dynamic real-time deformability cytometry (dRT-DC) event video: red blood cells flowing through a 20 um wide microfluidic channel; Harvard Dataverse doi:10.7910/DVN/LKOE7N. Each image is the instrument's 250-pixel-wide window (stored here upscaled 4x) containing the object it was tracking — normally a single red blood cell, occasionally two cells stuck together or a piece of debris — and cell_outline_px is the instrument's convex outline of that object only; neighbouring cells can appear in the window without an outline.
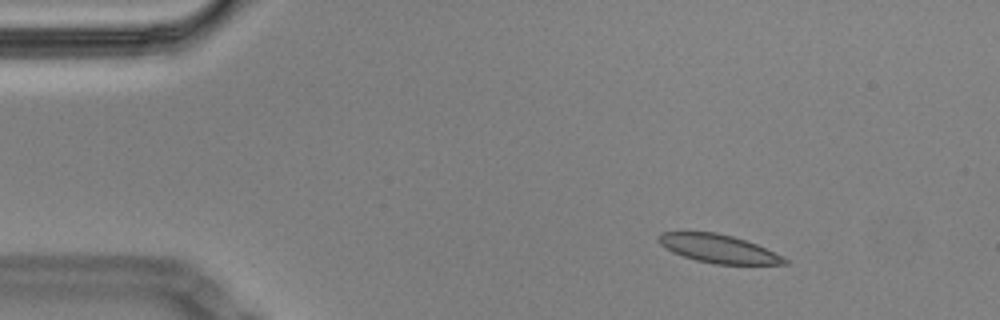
{"species": "Egyptian fruit bat (a non-hibernating species)", "species_latin": "Rousettus aegyptiacus", "temperature_condition": "cold", "stored_images_in_passage": 54, "camera_frame_rate_fps": 3000, "um_per_image_px": 0.085, "animal": {"sex": "male"}, "frame": {"image": 1, "passage_image": 3, "time_ms": 0.667, "image_size_px": [1000, 320], "cell_outline_px": [[788, 264], [716, 264], [696, 260], [672, 252], [660, 244], [660, 232], [716, 232], [732, 236], [756, 244], [788, 260]], "centroid_in_image_um": [61.05, 21.14], "position_along_channel_um": 24.0, "area_um2": 20.29}}
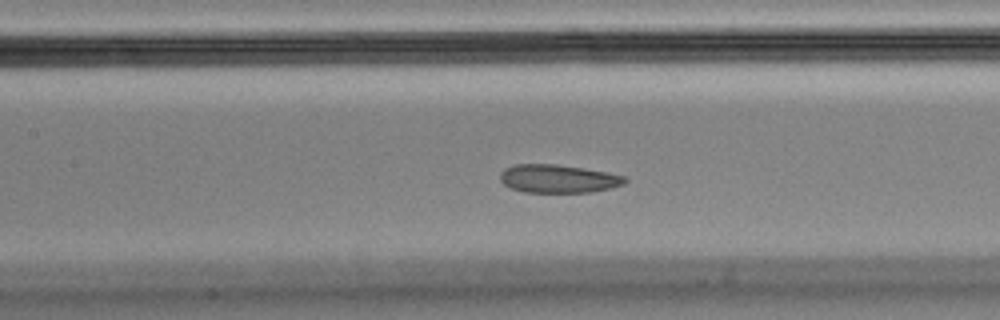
{"frame": {"image": 2, "passage_image": 21, "time_ms": 6.667, "image_size_px": [1000, 320], "cell_outline_px": [[628, 180], [624, 184], [592, 192], [524, 192], [512, 188], [504, 184], [500, 180], [500, 172], [504, 168], [512, 164], [556, 164], [584, 168], [608, 172], [624, 176]], "centroid_in_image_um": [47.42, 15.18], "position_along_channel_um": 160.0, "area_um2": 20.58}}
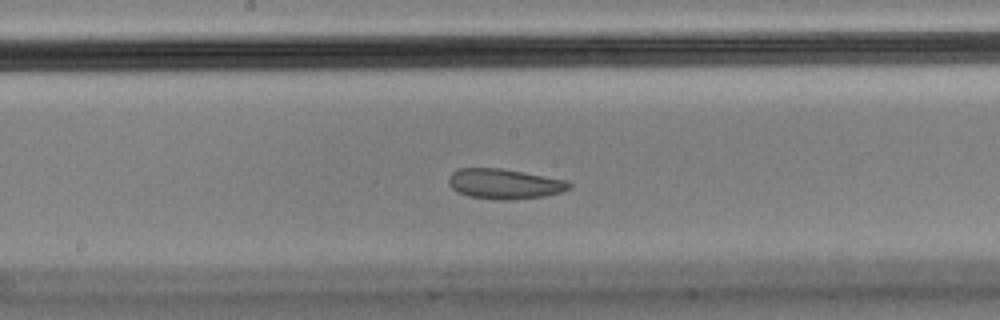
{"frame": {"image": 3, "passage_image": 25, "time_ms": 8.0, "image_size_px": [1000, 320], "cell_outline_px": [[572, 188], [560, 192], [544, 196], [508, 200], [496, 200], [468, 196], [452, 188], [448, 184], [448, 180], [452, 172], [460, 168], [500, 168], [568, 180], [572, 184]], "centroid_in_image_um": [42.9, 15.63], "position_along_channel_um": 205.3, "area_um2": 21.15}}